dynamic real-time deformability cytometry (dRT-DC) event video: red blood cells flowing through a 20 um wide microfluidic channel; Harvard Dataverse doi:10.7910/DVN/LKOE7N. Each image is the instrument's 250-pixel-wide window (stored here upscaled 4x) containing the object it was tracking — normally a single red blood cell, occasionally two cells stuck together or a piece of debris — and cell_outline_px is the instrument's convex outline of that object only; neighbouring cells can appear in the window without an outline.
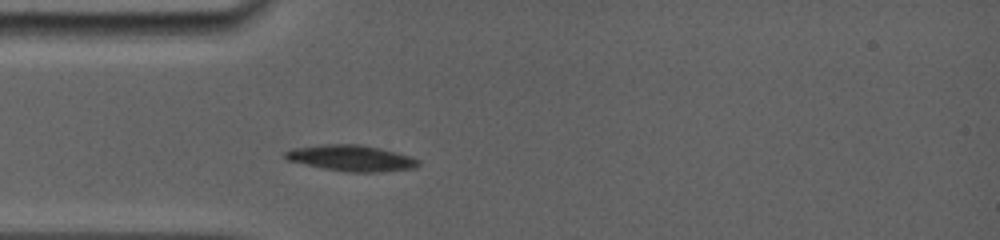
{"species": "common noctule bat (a hibernating species)", "species_latin": "Nyctalus noctula", "temperature_condition": "room temperature", "stored_images_in_passage": 8, "camera_frame_rate_fps": 5000, "um_per_image_px": 0.085, "animal": {"sex": "female", "body_mass_g": 19.0, "forearm_length_mm": 56.7}, "frame": {"image": 1, "passage_image": 5, "time_ms": 2.0, "image_size_px": [1000, 240], "cell_outline_px": [[420, 164], [416, 168], [376, 172], [348, 172], [324, 168], [288, 160], [284, 156], [284, 152], [292, 148], [320, 144], [360, 144], [380, 148], [412, 156], [420, 160]], "centroid_in_image_um": [29.89, 13.43], "position_along_channel_um": 55.1, "area_um2": 20.23}}